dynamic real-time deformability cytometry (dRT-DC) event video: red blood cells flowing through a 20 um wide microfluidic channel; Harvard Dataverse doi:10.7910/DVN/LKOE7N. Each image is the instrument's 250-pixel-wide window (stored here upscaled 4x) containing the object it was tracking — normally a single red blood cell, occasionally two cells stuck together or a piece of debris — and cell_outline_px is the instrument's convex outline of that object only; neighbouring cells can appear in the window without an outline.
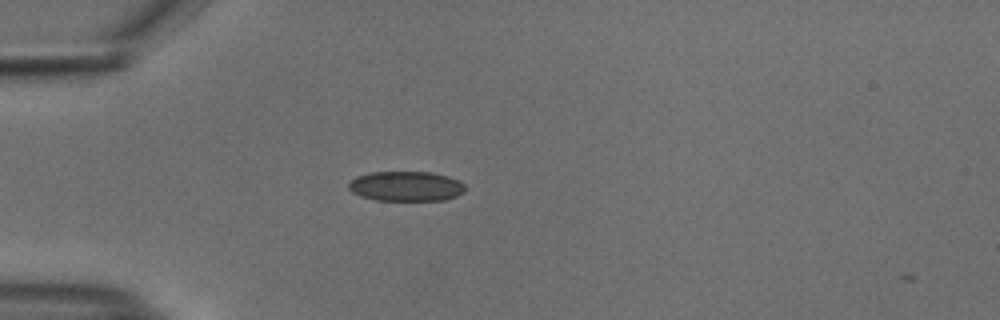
{"species": "common noctule bat (a hibernating species)", "species_latin": "Nyctalus noctula", "temperature_condition": "cold", "stored_images_in_passage": 40, "camera_frame_rate_fps": 3000, "um_per_image_px": 0.085, "animal": {"sex": "male", "body_mass_g": 18.8}, "frame": {"image": 1, "passage_image": 1, "time_ms": 0.0, "image_size_px": [1000, 320], "cell_outline_px": [[464, 192], [456, 196], [444, 200], [376, 200], [360, 196], [352, 192], [348, 188], [348, 184], [356, 176], [372, 172], [432, 172], [448, 176], [464, 184]], "centroid_in_image_um": [34.49, 15.83], "position_along_channel_um": 50.5, "area_um2": 20.23}}
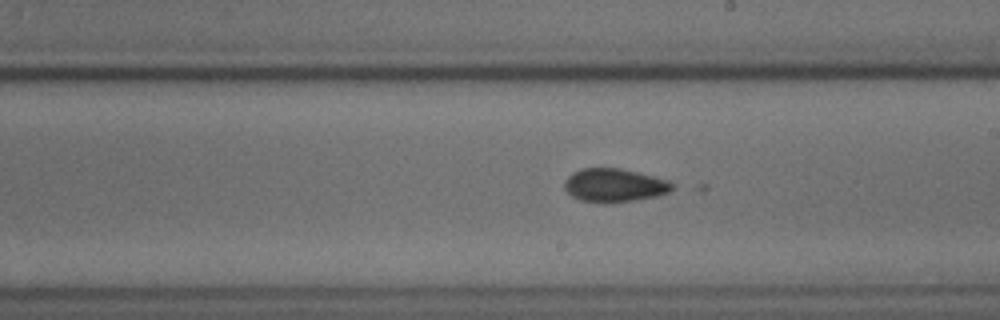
{"frame": {"image": 2, "passage_image": 17, "time_ms": 5.333, "image_size_px": [1000, 320], "cell_outline_px": [[676, 184], [668, 192], [656, 196], [636, 200], [612, 204], [604, 204], [580, 200], [572, 196], [564, 188], [564, 180], [572, 172], [580, 168], [620, 168], [668, 180]], "centroid_in_image_um": [52.19, 15.76], "position_along_channel_um": 236.8, "area_um2": 21.27}}
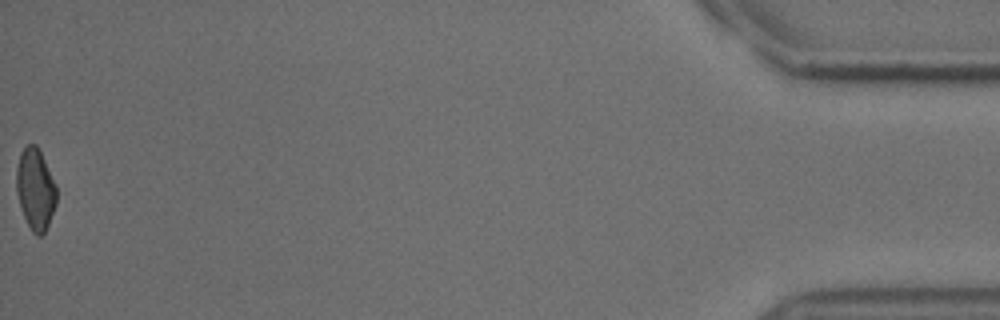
{"frame": {"image": 3, "passage_image": 40, "time_ms": 13.0, "image_size_px": [1000, 320], "cell_outline_px": [[56, 204], [48, 224], [44, 232], [40, 236], [36, 236], [32, 232], [24, 216], [16, 192], [16, 168], [20, 152], [28, 144], [36, 144], [56, 184]], "centroid_in_image_um": [3.0, 16.07], "position_along_channel_um": 432.2, "area_um2": 18.84}}